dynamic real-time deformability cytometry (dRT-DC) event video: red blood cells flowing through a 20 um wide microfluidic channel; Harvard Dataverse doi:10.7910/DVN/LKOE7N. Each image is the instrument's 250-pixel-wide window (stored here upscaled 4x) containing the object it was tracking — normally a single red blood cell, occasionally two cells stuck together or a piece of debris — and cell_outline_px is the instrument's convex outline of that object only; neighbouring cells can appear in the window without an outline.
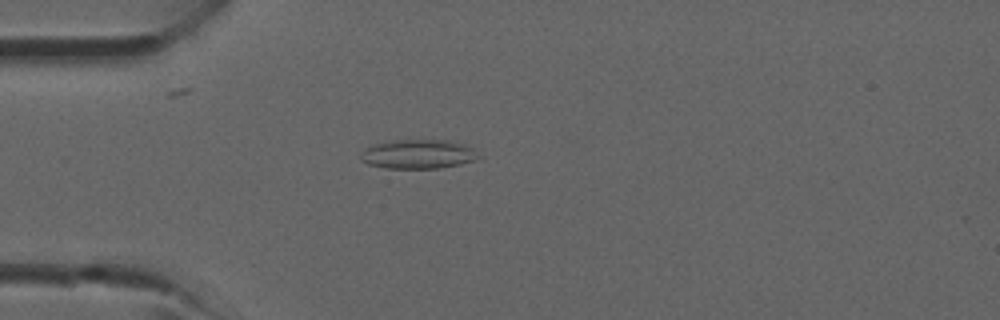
{"species": "common noctule bat (a hibernating species)", "species_latin": "Nyctalus noctula", "temperature_condition": "room temperature", "stored_images_in_passage": 31, "camera_frame_rate_fps": 3000, "um_per_image_px": 0.085, "animal": {"sex": "male", "forearm_length_mm": 52.5}, "frame": {"image": 1, "passage_image": 2, "time_ms": 0.333, "image_size_px": [1000, 320], "cell_outline_px": [[480, 156], [476, 160], [460, 164], [440, 168], [384, 168], [368, 164], [360, 160], [360, 156], [368, 148], [376, 144], [392, 140], [448, 140], [464, 144], [472, 148]], "centroid_in_image_um": [35.57, 13.11], "position_along_channel_um": 49.4, "area_um2": 19.88}}
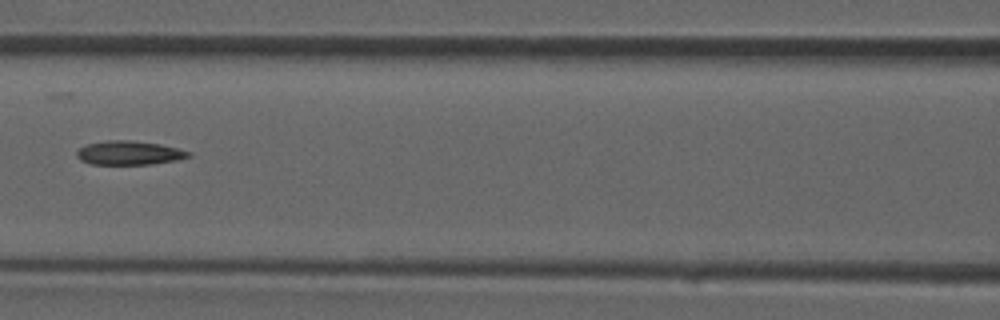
{"frame": {"image": 2, "passage_image": 9, "time_ms": 2.667, "image_size_px": [1000, 320], "cell_outline_px": [[192, 156], [176, 160], [152, 164], [92, 164], [80, 160], [76, 156], [76, 152], [80, 148], [88, 144], [108, 140], [132, 140], [160, 144], [192, 152]], "centroid_in_image_um": [10.99, 12.99], "position_along_channel_um": 155.6, "area_um2": 15.55}}
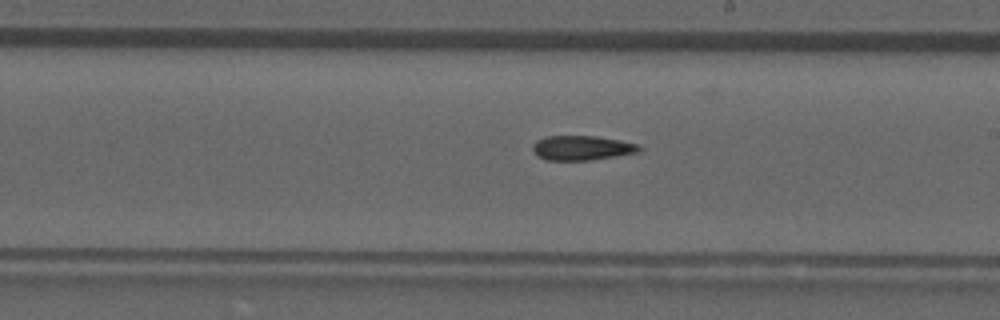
{"frame": {"image": 3, "passage_image": 14, "time_ms": 4.333, "image_size_px": [1000, 320], "cell_outline_px": [[640, 152], [616, 156], [588, 160], [544, 160], [536, 156], [532, 152], [532, 144], [536, 140], [548, 136], [596, 136], [620, 140], [636, 144], [640, 148]], "centroid_in_image_um": [49.39, 12.57], "position_along_channel_um": 239.6, "area_um2": 15.32}}